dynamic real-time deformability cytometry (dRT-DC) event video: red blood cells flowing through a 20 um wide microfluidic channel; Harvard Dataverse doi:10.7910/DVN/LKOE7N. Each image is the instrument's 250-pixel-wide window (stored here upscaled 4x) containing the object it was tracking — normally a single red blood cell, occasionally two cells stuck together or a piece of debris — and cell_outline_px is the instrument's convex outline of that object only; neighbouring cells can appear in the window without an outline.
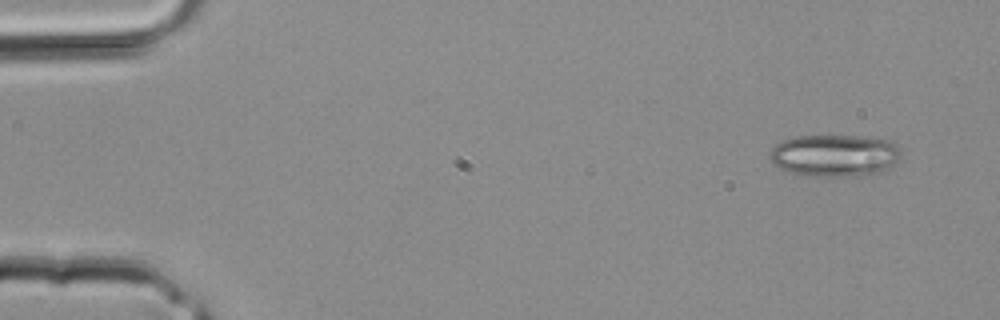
{"species": "common noctule bat (a hibernating species)", "species_latin": "Nyctalus noctula", "temperature_condition": "room temperature", "stored_images_in_passage": 3, "camera_frame_rate_fps": 3000, "um_per_image_px": 0.085, "animal": {"sex": "male", "body_mass_g": 20.4}, "frame": {"image": 1, "passage_image": 1, "time_ms": 0.0, "image_size_px": [1000, 320], "cell_outline_px": [[900, 156], [888, 168], [880, 172], [868, 176], [816, 176], [792, 172], [780, 168], [772, 164], [768, 156], [772, 148], [776, 144], [784, 140], [796, 136], [860, 136], [888, 140], [896, 144], [900, 148]], "centroid_in_image_um": [70.94, 13.21], "position_along_channel_um": 14.1, "area_um2": 32.19}}